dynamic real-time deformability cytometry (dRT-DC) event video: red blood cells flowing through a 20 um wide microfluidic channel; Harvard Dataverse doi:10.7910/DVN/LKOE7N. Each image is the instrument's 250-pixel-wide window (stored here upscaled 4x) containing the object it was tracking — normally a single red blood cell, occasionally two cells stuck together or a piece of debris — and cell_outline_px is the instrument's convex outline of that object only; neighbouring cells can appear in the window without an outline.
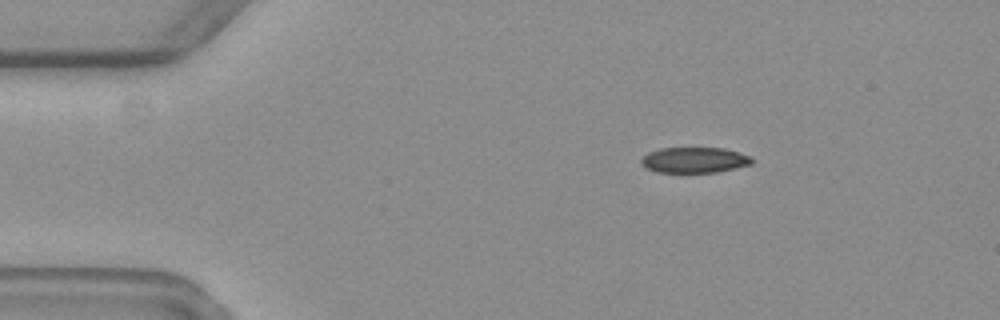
{"species": "common noctule bat (a hibernating species)", "species_latin": "Nyctalus noctula", "temperature_condition": "warm", "stored_images_in_passage": 7, "camera_frame_rate_fps": 3000, "um_per_image_px": 0.085, "animal": {"sex": "female", "body_mass_g": 19.3, "forearm_length_mm": 54.1}, "frame": {"image": 1, "passage_image": 3, "time_ms": 2.333, "image_size_px": [1000, 320], "cell_outline_px": [[752, 164], [716, 172], [656, 172], [640, 164], [640, 160], [648, 152], [660, 148], [724, 148], [748, 156], [752, 160]], "centroid_in_image_um": [58.97, 13.6], "position_along_channel_um": 26.0, "area_um2": 16.3}}